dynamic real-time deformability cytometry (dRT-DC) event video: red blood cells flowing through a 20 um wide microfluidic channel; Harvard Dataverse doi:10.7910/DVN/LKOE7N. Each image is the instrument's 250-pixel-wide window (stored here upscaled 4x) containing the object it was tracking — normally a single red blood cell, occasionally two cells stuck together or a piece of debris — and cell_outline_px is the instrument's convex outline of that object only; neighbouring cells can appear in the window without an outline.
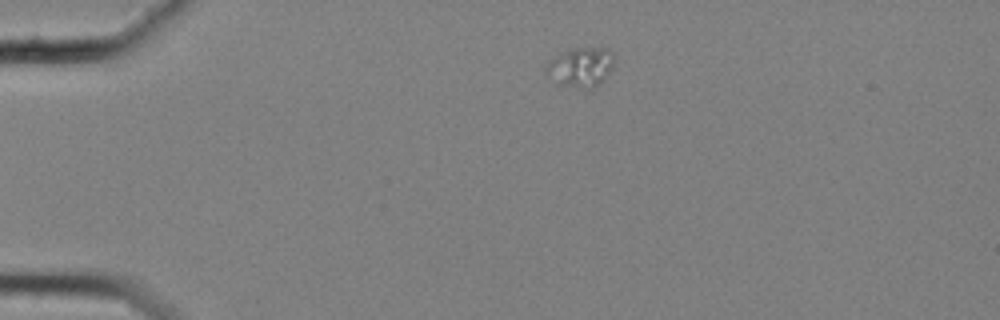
{"species": "common noctule bat (a hibernating species)", "species_latin": "Nyctalus noctula", "temperature_condition": "cold", "stored_images_in_passage": 16, "camera_frame_rate_fps": 3000, "um_per_image_px": 0.085, "animal": {"sex": "female", "body_mass_g": 25.1}, "frame": {"image": 1, "passage_image": 1, "time_ms": 0.0, "image_size_px": [1000, 320], "cell_outline_px": [[612, 68], [604, 80], [592, 88], [556, 84], [544, 76], [544, 68], [548, 60], [560, 52], [576, 48], [608, 48], [612, 52]], "centroid_in_image_um": [49.27, 5.7], "position_along_channel_um": 35.7, "area_um2": 15.84}}